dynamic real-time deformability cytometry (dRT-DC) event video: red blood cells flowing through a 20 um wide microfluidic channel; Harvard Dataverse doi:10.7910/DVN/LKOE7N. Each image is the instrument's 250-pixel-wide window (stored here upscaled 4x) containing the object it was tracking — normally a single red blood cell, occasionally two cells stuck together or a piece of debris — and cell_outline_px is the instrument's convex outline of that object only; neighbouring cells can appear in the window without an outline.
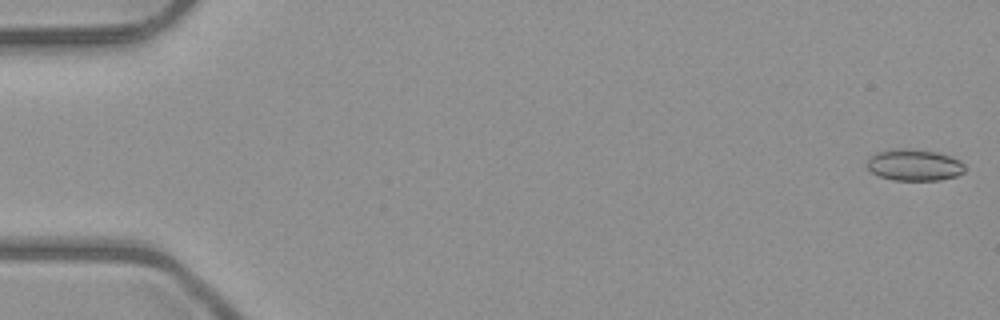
{"species": "common noctule bat (a hibernating species)", "species_latin": "Nyctalus noctula", "temperature_condition": "room temperature", "stored_images_in_passage": 6, "camera_frame_rate_fps": 3000, "um_per_image_px": 0.085, "animal": {"sex": "male", "body_mass_g": 23.1, "forearm_length_mm": 52.7}, "frame": {"image": 1, "passage_image": 1, "time_ms": 0.0, "image_size_px": [1000, 320], "cell_outline_px": [[964, 172], [956, 176], [940, 180], [892, 180], [880, 176], [872, 172], [868, 168], [868, 160], [876, 152], [892, 148], [904, 148], [936, 152], [960, 160], [964, 164]], "centroid_in_image_um": [77.71, 14.02], "position_along_channel_um": 7.3, "area_um2": 17.86}}
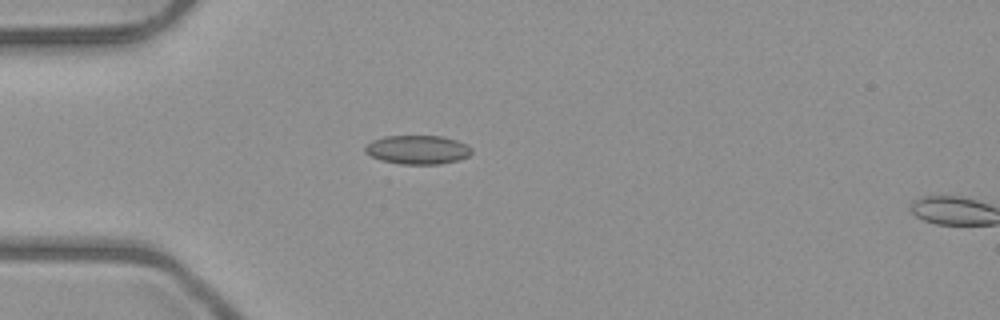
{"frame": {"image": 2, "passage_image": 5, "time_ms": 4.667, "image_size_px": [1000, 320], "cell_outline_px": [[472, 152], [468, 156], [460, 160], [440, 164], [400, 164], [380, 160], [364, 152], [364, 144], [372, 140], [384, 136], [444, 136], [468, 144], [472, 148]], "centroid_in_image_um": [35.49, 12.72], "position_along_channel_um": 49.5, "area_um2": 18.21}}